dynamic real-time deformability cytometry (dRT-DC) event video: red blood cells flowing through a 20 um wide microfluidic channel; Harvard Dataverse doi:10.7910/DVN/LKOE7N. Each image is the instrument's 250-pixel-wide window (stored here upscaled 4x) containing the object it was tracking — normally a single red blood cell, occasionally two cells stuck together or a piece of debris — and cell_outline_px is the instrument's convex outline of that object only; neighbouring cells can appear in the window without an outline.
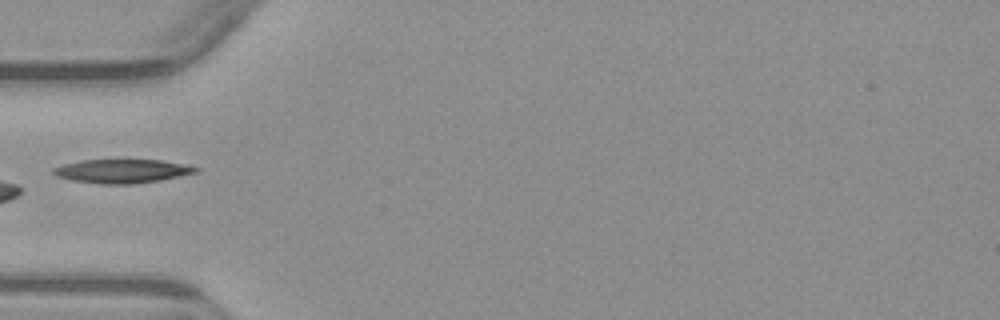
{"species": "common noctule bat (a hibernating species)", "species_latin": "Nyctalus noctula", "temperature_condition": "warm", "stored_images_in_passage": 5, "camera_frame_rate_fps": 3000, "um_per_image_px": 0.085, "animal": {"sex": "male", "body_mass_g": 23.1, "forearm_length_mm": 52.7}, "frame": {"image": 1, "passage_image": 5, "time_ms": 4.667, "image_size_px": [1000, 320], "cell_outline_px": [[200, 168], [196, 172], [160, 180], [132, 184], [100, 184], [72, 180], [56, 176], [52, 172], [52, 168], [64, 164], [80, 160], [160, 160], [188, 164]], "centroid_in_image_um": [10.37, 14.54], "position_along_channel_um": 74.6, "area_um2": 19.71}}